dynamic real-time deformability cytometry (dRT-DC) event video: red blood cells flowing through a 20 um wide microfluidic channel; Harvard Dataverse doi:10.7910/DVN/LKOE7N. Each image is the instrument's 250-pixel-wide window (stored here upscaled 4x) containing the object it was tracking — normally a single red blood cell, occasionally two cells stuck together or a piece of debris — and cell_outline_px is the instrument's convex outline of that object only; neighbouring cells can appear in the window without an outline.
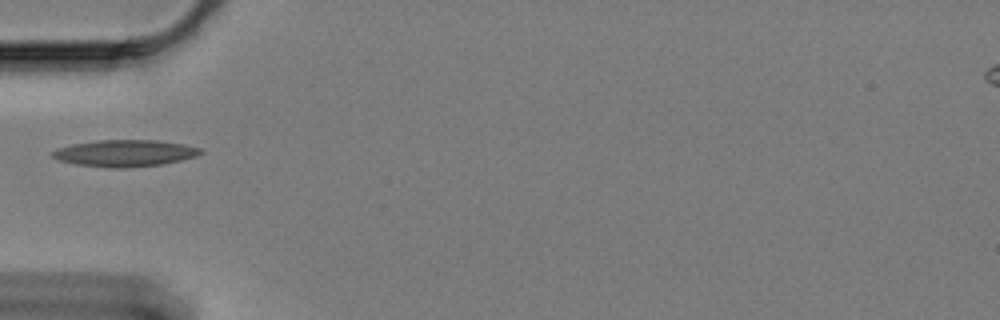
{"species": "Egyptian fruit bat (a non-hibernating species)", "species_latin": "Rousettus aegyptiacus", "temperature_condition": "cold", "stored_images_in_passage": 41, "camera_frame_rate_fps": 3000, "um_per_image_px": 0.085, "animal": {"sex": "female"}, "frame": {"image": 1, "passage_image": 1, "time_ms": 0.0, "image_size_px": [1000, 320], "cell_outline_px": [[204, 152], [196, 156], [180, 160], [160, 164], [124, 168], [108, 168], [76, 164], [60, 160], [52, 156], [52, 152], [60, 148], [72, 144], [96, 140], [156, 140], [184, 144], [200, 148]], "centroid_in_image_um": [10.63, 13.02], "position_along_channel_um": 74.4, "area_um2": 22.83}}
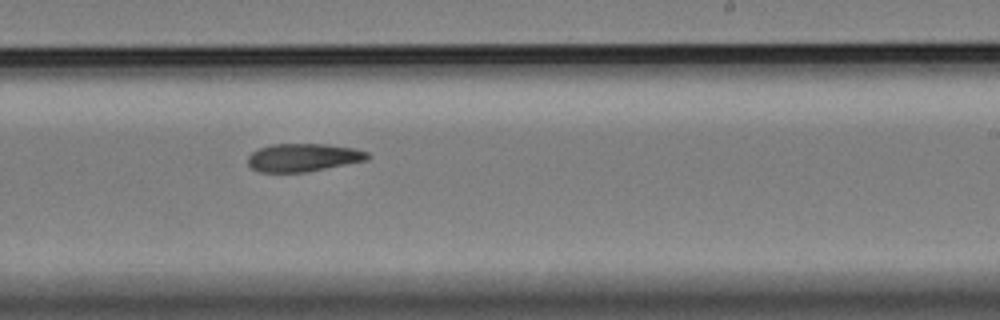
{"frame": {"image": 2, "passage_image": 18, "time_ms": 5.667, "image_size_px": [1000, 320], "cell_outline_px": [[368, 156], [364, 160], [304, 172], [260, 172], [252, 168], [248, 164], [248, 156], [252, 152], [260, 148], [272, 144], [324, 144], [352, 148], [368, 152]], "centroid_in_image_um": [25.69, 13.38], "position_along_channel_um": 263.3, "area_um2": 19.07}}
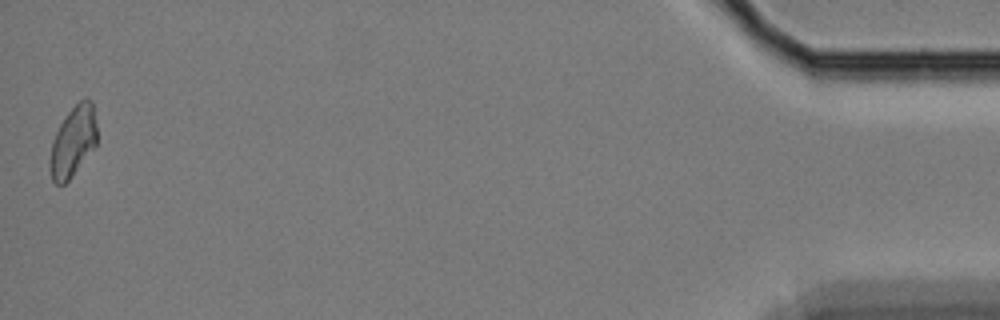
{"frame": {"image": 3, "passage_image": 41, "time_ms": 13.333, "image_size_px": [1000, 320], "cell_outline_px": [[96, 144], [72, 176], [64, 184], [56, 184], [52, 180], [48, 168], [48, 164], [52, 140], [60, 124], [68, 112], [84, 96], [88, 96], [92, 100], [96, 124]], "centroid_in_image_um": [6.18, 12.01], "position_along_channel_um": 429.0, "area_um2": 19.36}}